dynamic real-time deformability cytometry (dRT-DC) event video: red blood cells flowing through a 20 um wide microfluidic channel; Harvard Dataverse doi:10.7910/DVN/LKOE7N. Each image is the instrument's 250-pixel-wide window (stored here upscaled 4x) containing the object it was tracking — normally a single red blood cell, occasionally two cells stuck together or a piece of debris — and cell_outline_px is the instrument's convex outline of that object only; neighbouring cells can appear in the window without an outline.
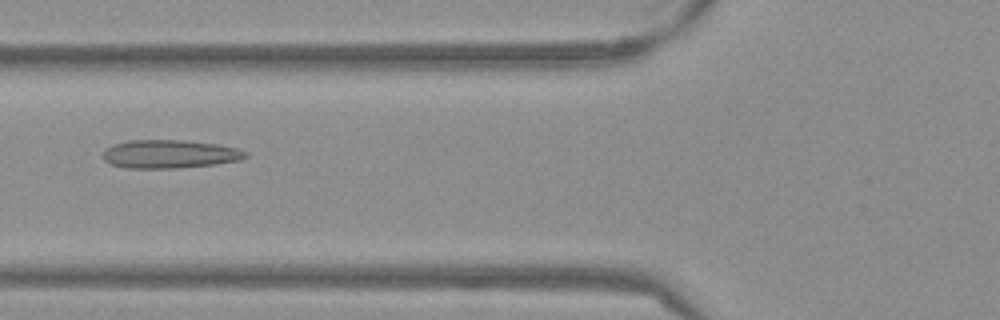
{"species": "Egyptian fruit bat (a non-hibernating species)", "species_latin": "Rousettus aegyptiacus", "temperature_condition": "warm", "stored_images_in_passage": 51, "camera_frame_rate_fps": 3000, "um_per_image_px": 0.085, "frame": {"image": 1, "passage_image": 19, "time_ms": 6.0, "image_size_px": [1000, 320], "cell_outline_px": [[248, 156], [240, 160], [212, 164], [180, 168], [124, 168], [108, 164], [100, 156], [104, 148], [112, 144], [128, 140], [184, 140], [220, 144], [240, 148], [248, 152]], "centroid_in_image_um": [14.37, 13.09], "position_along_channel_um": 111.4, "area_um2": 24.1}}
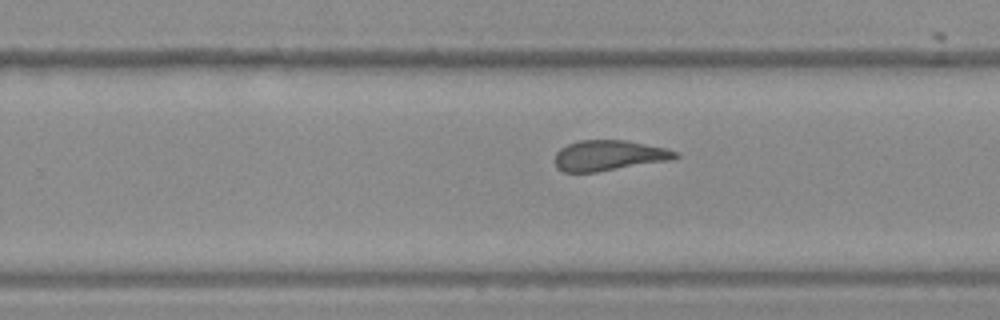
{"frame": {"image": 2, "passage_image": 32, "time_ms": 10.333, "image_size_px": [1000, 320], "cell_outline_px": [[680, 156], [672, 160], [596, 172], [564, 172], [556, 168], [556, 152], [560, 148], [568, 144], [580, 140], [624, 140], [664, 148], [676, 152]], "centroid_in_image_um": [51.74, 13.22], "position_along_channel_um": 278.1, "area_um2": 21.21}}
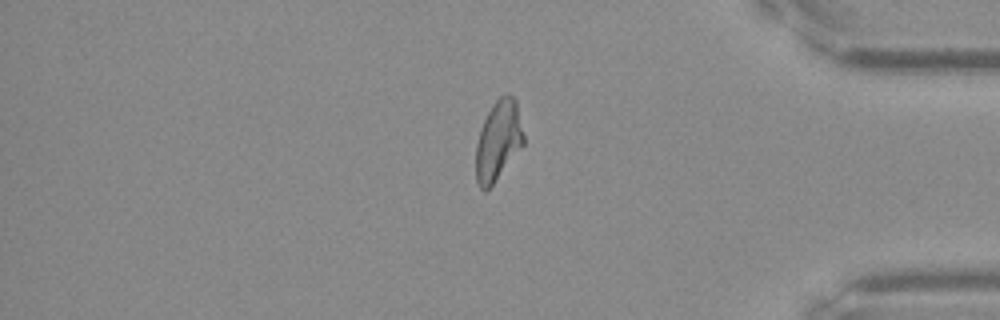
{"frame": {"image": 3, "passage_image": 43, "time_ms": 14.0, "image_size_px": [1000, 320], "cell_outline_px": [[524, 144], [492, 184], [484, 192], [480, 188], [476, 180], [476, 144], [480, 128], [492, 104], [500, 96], [508, 92], [516, 100], [524, 136]], "centroid_in_image_um": [42.34, 11.92], "position_along_channel_um": 392.9, "area_um2": 22.02}, "authors_computed_cell_mechanics": {"area_um2": 23.0622, "velocity_mm_per_s": 3.8413, "shape_relaxation_time_tau1_ms": null, "shape_relaxation_time_tau2_ms": 2.1246, "deformation_change_tau1": null, "deformation_change_tau2": 0.1209}}